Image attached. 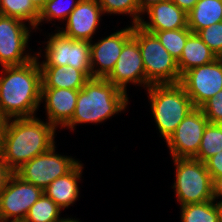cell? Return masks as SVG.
<instances>
[{
    "label": "cell",
    "instance_id": "1",
    "mask_svg": "<svg viewBox=\"0 0 222 222\" xmlns=\"http://www.w3.org/2000/svg\"><path fill=\"white\" fill-rule=\"evenodd\" d=\"M19 66H4L0 76V115L6 119L35 117L41 104L38 56Z\"/></svg>",
    "mask_w": 222,
    "mask_h": 222
},
{
    "label": "cell",
    "instance_id": "2",
    "mask_svg": "<svg viewBox=\"0 0 222 222\" xmlns=\"http://www.w3.org/2000/svg\"><path fill=\"white\" fill-rule=\"evenodd\" d=\"M55 130L48 121L36 117L7 119L0 151L2 160L15 172L55 145Z\"/></svg>",
    "mask_w": 222,
    "mask_h": 222
},
{
    "label": "cell",
    "instance_id": "3",
    "mask_svg": "<svg viewBox=\"0 0 222 222\" xmlns=\"http://www.w3.org/2000/svg\"><path fill=\"white\" fill-rule=\"evenodd\" d=\"M128 95L106 78H90L78 92L72 119L64 126L74 131L76 124L102 123L124 111Z\"/></svg>",
    "mask_w": 222,
    "mask_h": 222
},
{
    "label": "cell",
    "instance_id": "4",
    "mask_svg": "<svg viewBox=\"0 0 222 222\" xmlns=\"http://www.w3.org/2000/svg\"><path fill=\"white\" fill-rule=\"evenodd\" d=\"M146 91L160 136L167 141L195 107L179 83L152 84Z\"/></svg>",
    "mask_w": 222,
    "mask_h": 222
},
{
    "label": "cell",
    "instance_id": "5",
    "mask_svg": "<svg viewBox=\"0 0 222 222\" xmlns=\"http://www.w3.org/2000/svg\"><path fill=\"white\" fill-rule=\"evenodd\" d=\"M146 75V89L152 84H177L181 75L177 60L164 48L157 36L133 25Z\"/></svg>",
    "mask_w": 222,
    "mask_h": 222
},
{
    "label": "cell",
    "instance_id": "6",
    "mask_svg": "<svg viewBox=\"0 0 222 222\" xmlns=\"http://www.w3.org/2000/svg\"><path fill=\"white\" fill-rule=\"evenodd\" d=\"M176 166L173 189L180 206L213 200V181L205 162L195 158H172Z\"/></svg>",
    "mask_w": 222,
    "mask_h": 222
},
{
    "label": "cell",
    "instance_id": "7",
    "mask_svg": "<svg viewBox=\"0 0 222 222\" xmlns=\"http://www.w3.org/2000/svg\"><path fill=\"white\" fill-rule=\"evenodd\" d=\"M49 37L40 66H72L92 78L89 41L66 37L59 30Z\"/></svg>",
    "mask_w": 222,
    "mask_h": 222
},
{
    "label": "cell",
    "instance_id": "8",
    "mask_svg": "<svg viewBox=\"0 0 222 222\" xmlns=\"http://www.w3.org/2000/svg\"><path fill=\"white\" fill-rule=\"evenodd\" d=\"M53 145L48 151L24 163L14 173L23 181L43 190L55 179L69 173L79 162L72 157L55 153Z\"/></svg>",
    "mask_w": 222,
    "mask_h": 222
},
{
    "label": "cell",
    "instance_id": "9",
    "mask_svg": "<svg viewBox=\"0 0 222 222\" xmlns=\"http://www.w3.org/2000/svg\"><path fill=\"white\" fill-rule=\"evenodd\" d=\"M43 193L42 188L23 181L13 173L0 191V222H23Z\"/></svg>",
    "mask_w": 222,
    "mask_h": 222
},
{
    "label": "cell",
    "instance_id": "10",
    "mask_svg": "<svg viewBox=\"0 0 222 222\" xmlns=\"http://www.w3.org/2000/svg\"><path fill=\"white\" fill-rule=\"evenodd\" d=\"M31 30L25 21L0 15V64L4 66H19L33 60L30 53H25ZM25 53V55H24Z\"/></svg>",
    "mask_w": 222,
    "mask_h": 222
},
{
    "label": "cell",
    "instance_id": "11",
    "mask_svg": "<svg viewBox=\"0 0 222 222\" xmlns=\"http://www.w3.org/2000/svg\"><path fill=\"white\" fill-rule=\"evenodd\" d=\"M179 84L192 100L194 107L200 108L222 90V60L217 57L210 63L184 72Z\"/></svg>",
    "mask_w": 222,
    "mask_h": 222
},
{
    "label": "cell",
    "instance_id": "12",
    "mask_svg": "<svg viewBox=\"0 0 222 222\" xmlns=\"http://www.w3.org/2000/svg\"><path fill=\"white\" fill-rule=\"evenodd\" d=\"M209 123L201 108L195 107L181 121L166 142L172 158H194L200 148L205 127Z\"/></svg>",
    "mask_w": 222,
    "mask_h": 222
},
{
    "label": "cell",
    "instance_id": "13",
    "mask_svg": "<svg viewBox=\"0 0 222 222\" xmlns=\"http://www.w3.org/2000/svg\"><path fill=\"white\" fill-rule=\"evenodd\" d=\"M106 79L127 93V83L146 88V75L137 39L132 35L125 43L114 69Z\"/></svg>",
    "mask_w": 222,
    "mask_h": 222
},
{
    "label": "cell",
    "instance_id": "14",
    "mask_svg": "<svg viewBox=\"0 0 222 222\" xmlns=\"http://www.w3.org/2000/svg\"><path fill=\"white\" fill-rule=\"evenodd\" d=\"M133 35V25L114 32L98 42H90L92 78H106L114 69L124 43ZM97 65V66H96ZM95 68V69H94Z\"/></svg>",
    "mask_w": 222,
    "mask_h": 222
},
{
    "label": "cell",
    "instance_id": "15",
    "mask_svg": "<svg viewBox=\"0 0 222 222\" xmlns=\"http://www.w3.org/2000/svg\"><path fill=\"white\" fill-rule=\"evenodd\" d=\"M102 15L97 0H80L66 20L65 28L59 31L66 37L91 42Z\"/></svg>",
    "mask_w": 222,
    "mask_h": 222
},
{
    "label": "cell",
    "instance_id": "16",
    "mask_svg": "<svg viewBox=\"0 0 222 222\" xmlns=\"http://www.w3.org/2000/svg\"><path fill=\"white\" fill-rule=\"evenodd\" d=\"M78 92L73 89H41V102L45 101L48 122L55 128L64 127L72 119Z\"/></svg>",
    "mask_w": 222,
    "mask_h": 222
},
{
    "label": "cell",
    "instance_id": "17",
    "mask_svg": "<svg viewBox=\"0 0 222 222\" xmlns=\"http://www.w3.org/2000/svg\"><path fill=\"white\" fill-rule=\"evenodd\" d=\"M144 13H147L149 22L141 19L138 24L145 31L175 30L188 27L187 14L171 0H164L152 5Z\"/></svg>",
    "mask_w": 222,
    "mask_h": 222
},
{
    "label": "cell",
    "instance_id": "18",
    "mask_svg": "<svg viewBox=\"0 0 222 222\" xmlns=\"http://www.w3.org/2000/svg\"><path fill=\"white\" fill-rule=\"evenodd\" d=\"M41 89H73L80 90L89 78L72 66H40Z\"/></svg>",
    "mask_w": 222,
    "mask_h": 222
},
{
    "label": "cell",
    "instance_id": "19",
    "mask_svg": "<svg viewBox=\"0 0 222 222\" xmlns=\"http://www.w3.org/2000/svg\"><path fill=\"white\" fill-rule=\"evenodd\" d=\"M83 165L79 162L69 173L55 179L44 193L61 209L68 208L79 196L78 180H81Z\"/></svg>",
    "mask_w": 222,
    "mask_h": 222
},
{
    "label": "cell",
    "instance_id": "20",
    "mask_svg": "<svg viewBox=\"0 0 222 222\" xmlns=\"http://www.w3.org/2000/svg\"><path fill=\"white\" fill-rule=\"evenodd\" d=\"M217 56L197 33H191L186 41L182 55L177 61L180 75L195 67L214 61Z\"/></svg>",
    "mask_w": 222,
    "mask_h": 222
},
{
    "label": "cell",
    "instance_id": "21",
    "mask_svg": "<svg viewBox=\"0 0 222 222\" xmlns=\"http://www.w3.org/2000/svg\"><path fill=\"white\" fill-rule=\"evenodd\" d=\"M187 19L192 33L222 22V0H199L187 14Z\"/></svg>",
    "mask_w": 222,
    "mask_h": 222
},
{
    "label": "cell",
    "instance_id": "22",
    "mask_svg": "<svg viewBox=\"0 0 222 222\" xmlns=\"http://www.w3.org/2000/svg\"><path fill=\"white\" fill-rule=\"evenodd\" d=\"M1 15L15 17L28 21L29 29L37 28L39 10L32 4L31 0H0Z\"/></svg>",
    "mask_w": 222,
    "mask_h": 222
},
{
    "label": "cell",
    "instance_id": "23",
    "mask_svg": "<svg viewBox=\"0 0 222 222\" xmlns=\"http://www.w3.org/2000/svg\"><path fill=\"white\" fill-rule=\"evenodd\" d=\"M61 208L45 193L29 209L23 222H60Z\"/></svg>",
    "mask_w": 222,
    "mask_h": 222
},
{
    "label": "cell",
    "instance_id": "24",
    "mask_svg": "<svg viewBox=\"0 0 222 222\" xmlns=\"http://www.w3.org/2000/svg\"><path fill=\"white\" fill-rule=\"evenodd\" d=\"M182 222H219L217 203L214 200L181 206Z\"/></svg>",
    "mask_w": 222,
    "mask_h": 222
},
{
    "label": "cell",
    "instance_id": "25",
    "mask_svg": "<svg viewBox=\"0 0 222 222\" xmlns=\"http://www.w3.org/2000/svg\"><path fill=\"white\" fill-rule=\"evenodd\" d=\"M222 151V124L208 123L201 139V145L195 159L205 162L211 156Z\"/></svg>",
    "mask_w": 222,
    "mask_h": 222
},
{
    "label": "cell",
    "instance_id": "26",
    "mask_svg": "<svg viewBox=\"0 0 222 222\" xmlns=\"http://www.w3.org/2000/svg\"><path fill=\"white\" fill-rule=\"evenodd\" d=\"M191 33L192 31L187 27L175 30L156 31L154 34L171 56L178 61L182 55V50L184 49L187 38Z\"/></svg>",
    "mask_w": 222,
    "mask_h": 222
},
{
    "label": "cell",
    "instance_id": "27",
    "mask_svg": "<svg viewBox=\"0 0 222 222\" xmlns=\"http://www.w3.org/2000/svg\"><path fill=\"white\" fill-rule=\"evenodd\" d=\"M103 14H129L133 17L132 25L140 23L143 16L139 11L137 0H97Z\"/></svg>",
    "mask_w": 222,
    "mask_h": 222
},
{
    "label": "cell",
    "instance_id": "28",
    "mask_svg": "<svg viewBox=\"0 0 222 222\" xmlns=\"http://www.w3.org/2000/svg\"><path fill=\"white\" fill-rule=\"evenodd\" d=\"M63 1L64 0H48L46 2L45 6L39 12L37 29L39 24H41V22H43L44 20H47V22L52 21L53 19H63V21L67 20L70 13L76 8L80 0H71V3L67 2V4H63Z\"/></svg>",
    "mask_w": 222,
    "mask_h": 222
},
{
    "label": "cell",
    "instance_id": "29",
    "mask_svg": "<svg viewBox=\"0 0 222 222\" xmlns=\"http://www.w3.org/2000/svg\"><path fill=\"white\" fill-rule=\"evenodd\" d=\"M197 35L205 42L210 50L220 57L222 54V22L215 23L197 32Z\"/></svg>",
    "mask_w": 222,
    "mask_h": 222
},
{
    "label": "cell",
    "instance_id": "30",
    "mask_svg": "<svg viewBox=\"0 0 222 222\" xmlns=\"http://www.w3.org/2000/svg\"><path fill=\"white\" fill-rule=\"evenodd\" d=\"M200 108L210 123L222 124V90Z\"/></svg>",
    "mask_w": 222,
    "mask_h": 222
},
{
    "label": "cell",
    "instance_id": "31",
    "mask_svg": "<svg viewBox=\"0 0 222 222\" xmlns=\"http://www.w3.org/2000/svg\"><path fill=\"white\" fill-rule=\"evenodd\" d=\"M207 171L212 181L222 177V151L211 156L205 161Z\"/></svg>",
    "mask_w": 222,
    "mask_h": 222
},
{
    "label": "cell",
    "instance_id": "32",
    "mask_svg": "<svg viewBox=\"0 0 222 222\" xmlns=\"http://www.w3.org/2000/svg\"><path fill=\"white\" fill-rule=\"evenodd\" d=\"M13 173L14 172L2 160L0 154V191L6 186L8 179Z\"/></svg>",
    "mask_w": 222,
    "mask_h": 222
},
{
    "label": "cell",
    "instance_id": "33",
    "mask_svg": "<svg viewBox=\"0 0 222 222\" xmlns=\"http://www.w3.org/2000/svg\"><path fill=\"white\" fill-rule=\"evenodd\" d=\"M181 10L188 14L199 0H171Z\"/></svg>",
    "mask_w": 222,
    "mask_h": 222
},
{
    "label": "cell",
    "instance_id": "34",
    "mask_svg": "<svg viewBox=\"0 0 222 222\" xmlns=\"http://www.w3.org/2000/svg\"><path fill=\"white\" fill-rule=\"evenodd\" d=\"M219 197L222 198V177L213 181V200L216 202ZM216 203H222V200Z\"/></svg>",
    "mask_w": 222,
    "mask_h": 222
},
{
    "label": "cell",
    "instance_id": "35",
    "mask_svg": "<svg viewBox=\"0 0 222 222\" xmlns=\"http://www.w3.org/2000/svg\"><path fill=\"white\" fill-rule=\"evenodd\" d=\"M164 0H137V4L139 7V11L144 14V12L150 8L154 4H158L159 2Z\"/></svg>",
    "mask_w": 222,
    "mask_h": 222
},
{
    "label": "cell",
    "instance_id": "36",
    "mask_svg": "<svg viewBox=\"0 0 222 222\" xmlns=\"http://www.w3.org/2000/svg\"><path fill=\"white\" fill-rule=\"evenodd\" d=\"M6 122H7V119L0 115V151L2 147L3 133H4Z\"/></svg>",
    "mask_w": 222,
    "mask_h": 222
},
{
    "label": "cell",
    "instance_id": "37",
    "mask_svg": "<svg viewBox=\"0 0 222 222\" xmlns=\"http://www.w3.org/2000/svg\"><path fill=\"white\" fill-rule=\"evenodd\" d=\"M48 0H31L32 4L40 11Z\"/></svg>",
    "mask_w": 222,
    "mask_h": 222
},
{
    "label": "cell",
    "instance_id": "38",
    "mask_svg": "<svg viewBox=\"0 0 222 222\" xmlns=\"http://www.w3.org/2000/svg\"><path fill=\"white\" fill-rule=\"evenodd\" d=\"M217 210L219 213V222H222V203H217Z\"/></svg>",
    "mask_w": 222,
    "mask_h": 222
},
{
    "label": "cell",
    "instance_id": "39",
    "mask_svg": "<svg viewBox=\"0 0 222 222\" xmlns=\"http://www.w3.org/2000/svg\"><path fill=\"white\" fill-rule=\"evenodd\" d=\"M60 222H80L79 220H77V219H71V218H64L62 221H60Z\"/></svg>",
    "mask_w": 222,
    "mask_h": 222
}]
</instances>
